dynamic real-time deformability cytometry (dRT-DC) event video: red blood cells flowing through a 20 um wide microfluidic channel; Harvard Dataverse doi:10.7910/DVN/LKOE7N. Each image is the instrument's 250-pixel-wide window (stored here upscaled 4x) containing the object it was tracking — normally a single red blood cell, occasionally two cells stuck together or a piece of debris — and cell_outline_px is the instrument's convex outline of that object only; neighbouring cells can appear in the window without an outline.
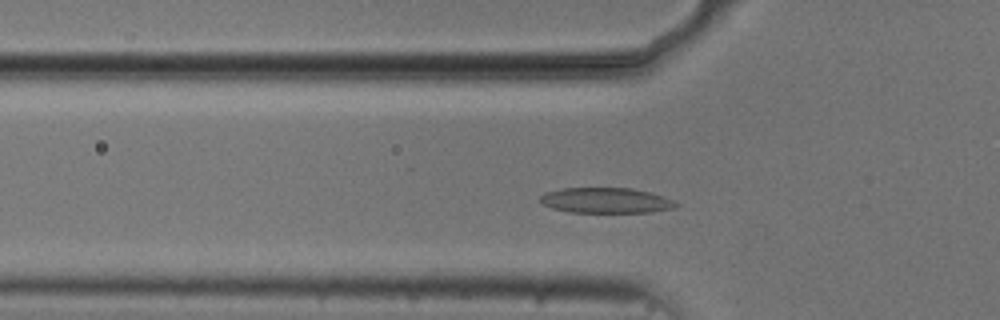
{"species": "common noctule bat (a hibernating species)", "species_latin": "Nyctalus noctula", "temperature_condition": "cold", "stored_images_in_passage": 40, "camera_frame_rate_fps": 3000, "um_per_image_px": 0.085, "animal": {"sex": "male", "body_mass_g": 20.5, "forearm_length_mm": 52.5}, "frame": {"image": 1, "passage_image": 11, "time_ms": 3.333, "image_size_px": [1000, 320], "cell_outline_px": [[680, 204], [672, 208], [652, 212], [568, 212], [552, 208], [544, 204], [540, 200], [540, 196], [544, 192], [560, 188], [632, 188], [652, 192], [664, 196]], "centroid_in_image_um": [51.5, 17.03], "position_along_channel_um": 74.3, "area_um2": 20.17}}
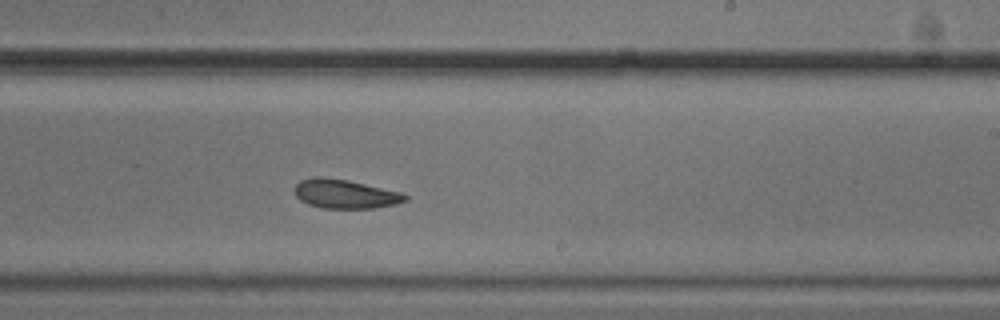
{"frame": {"image": 2, "passage_image": 26, "time_ms": 8.333, "image_size_px": [1000, 320], "cell_outline_px": [[408, 200], [396, 204], [372, 208], [324, 208], [308, 204], [300, 200], [296, 196], [296, 184], [300, 180], [348, 180], [400, 192], [408, 196]], "centroid_in_image_um": [29.42, 16.54], "position_along_channel_um": 259.6, "area_um2": 17.8}}
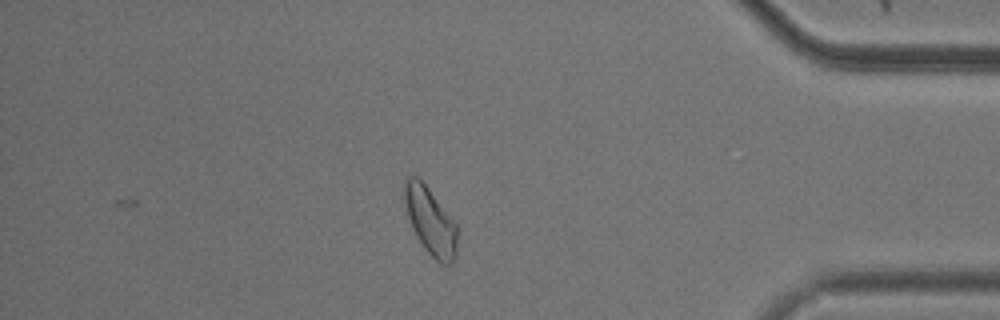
{"frame": {"image": 3, "passage_image": 40, "time_ms": 13.0, "image_size_px": [1000, 320], "cell_outline_px": [[456, 256], [448, 264], [440, 264], [424, 248], [416, 236], [408, 220], [400, 188], [404, 176], [412, 172], [428, 188], [456, 224]], "centroid_in_image_um": [36.48, 18.69], "position_along_channel_um": 398.7, "area_um2": 21.04}, "authors_computed_cell_mechanics": {"area_um2": 19.4786, "velocity_mm_per_s": 3.6978, "shape_relaxation_time_tau1_ms": 9.8944, "shape_relaxation_time_tau2_ms": 4.0497, "deformation_change_tau1": 0.1876, "deformation_change_tau2": 0.0926}}